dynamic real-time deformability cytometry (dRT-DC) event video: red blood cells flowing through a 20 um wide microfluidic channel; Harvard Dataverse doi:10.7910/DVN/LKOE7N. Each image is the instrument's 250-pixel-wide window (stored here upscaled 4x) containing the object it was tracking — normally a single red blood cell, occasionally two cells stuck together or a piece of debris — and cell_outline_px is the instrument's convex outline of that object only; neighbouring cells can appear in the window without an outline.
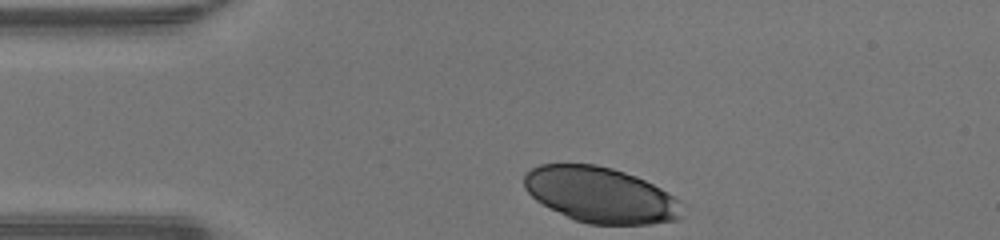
{"species": "human", "species_latin": "Homo sapiens", "temperature_condition": "warm", "stored_images_in_passage": 29, "camera_frame_rate_fps": 3000, "um_per_image_px": 0.085, "donor": {"sex": "male"}, "frame": {"image": 1, "passage_image": 1, "time_ms": 0.0, "image_size_px": [1000, 240], "cell_outline_px": [[684, 216], [680, 220], [652, 224], [588, 224], [576, 220], [536, 200], [524, 188], [524, 176], [532, 168], [540, 164], [596, 164], [612, 168], [636, 176], [660, 188], [680, 200], [684, 204]], "centroid_in_image_um": [51.12, 16.57], "position_along_channel_um": 33.9, "area_um2": 51.21}}
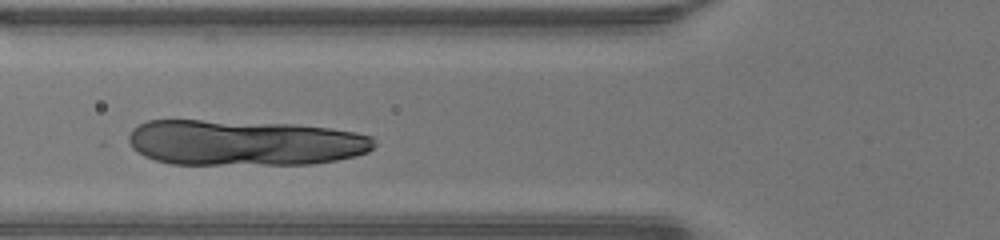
{"frame": {"image": 2, "passage_image": 9, "time_ms": 2.667, "image_size_px": [1000, 240], "cell_outline_px": [[376, 144], [368, 152], [356, 156], [336, 160], [312, 164], [172, 164], [156, 160], [144, 156], [132, 148], [128, 140], [128, 136], [132, 128], [148, 120], [200, 120], [296, 124], [332, 128], [356, 132], [372, 136], [376, 140]], "centroid_in_image_um": [20.8, 12.13], "position_along_channel_um": 105.0, "area_um2": 65.83}}
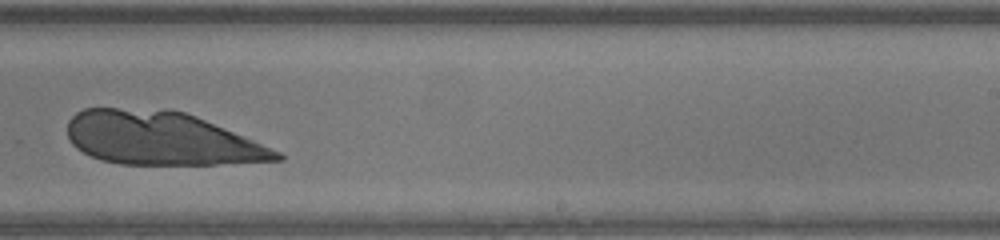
{"frame": {"image": 3, "passage_image": 21, "time_ms": 6.667, "image_size_px": [1000, 240], "cell_outline_px": [[284, 160], [216, 164], [120, 164], [100, 160], [76, 148], [72, 144], [68, 136], [68, 120], [76, 112], [84, 108], [168, 108], [184, 112], [196, 116], [280, 152], [284, 156]], "centroid_in_image_um": [13.65, 11.76], "position_along_channel_um": 275.4, "area_um2": 64.74}}